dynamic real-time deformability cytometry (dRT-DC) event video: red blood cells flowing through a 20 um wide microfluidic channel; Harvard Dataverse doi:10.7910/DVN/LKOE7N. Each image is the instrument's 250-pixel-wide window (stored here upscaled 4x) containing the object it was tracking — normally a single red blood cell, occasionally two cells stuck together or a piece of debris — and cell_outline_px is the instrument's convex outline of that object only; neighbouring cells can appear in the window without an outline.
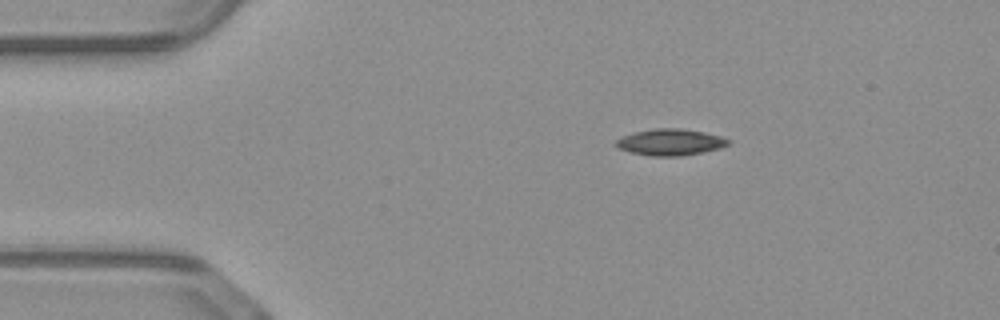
{"species": "common noctule bat (a hibernating species)", "species_latin": "Nyctalus noctula", "temperature_condition": "warm", "stored_images_in_passage": 12, "camera_frame_rate_fps": 3000, "um_per_image_px": 0.085, "animal": {"sex": "male", "body_mass_g": 23.1, "forearm_length_mm": 52.7}, "frame": {"image": 1, "passage_image": 1, "time_ms": 0.0, "image_size_px": [1000, 320], "cell_outline_px": [[732, 140], [728, 144], [720, 148], [680, 156], [648, 156], [632, 152], [620, 148], [612, 144], [620, 136], [632, 132], [656, 128], [680, 128], [704, 132], [720, 136]], "centroid_in_image_um": [56.93, 12.07], "position_along_channel_um": 28.1, "area_um2": 17.34}}